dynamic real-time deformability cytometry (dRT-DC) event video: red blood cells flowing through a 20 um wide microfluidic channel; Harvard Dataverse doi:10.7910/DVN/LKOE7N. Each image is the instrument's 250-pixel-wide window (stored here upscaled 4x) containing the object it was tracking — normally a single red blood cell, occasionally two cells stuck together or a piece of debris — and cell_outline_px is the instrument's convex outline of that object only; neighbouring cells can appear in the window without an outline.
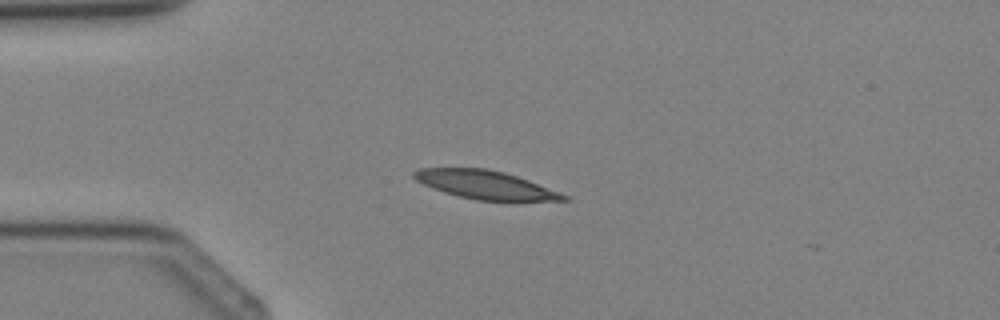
{"species": "Egyptian fruit bat (a non-hibernating species)", "species_latin": "Rousettus aegyptiacus", "temperature_condition": "cold", "stored_images_in_passage": 3, "camera_frame_rate_fps": 3000, "um_per_image_px": 0.085, "animal": {"sex": "female"}, "frame": {"image": 1, "passage_image": 2, "time_ms": 1.333, "image_size_px": [1000, 320], "cell_outline_px": [[572, 200], [512, 204], [476, 200], [444, 192], [424, 184], [416, 180], [412, 176], [412, 172], [420, 168], [488, 168], [504, 172], [528, 180], [560, 192], [568, 196]], "centroid_in_image_um": [41.4, 15.77], "position_along_channel_um": 43.6, "area_um2": 25.78}}